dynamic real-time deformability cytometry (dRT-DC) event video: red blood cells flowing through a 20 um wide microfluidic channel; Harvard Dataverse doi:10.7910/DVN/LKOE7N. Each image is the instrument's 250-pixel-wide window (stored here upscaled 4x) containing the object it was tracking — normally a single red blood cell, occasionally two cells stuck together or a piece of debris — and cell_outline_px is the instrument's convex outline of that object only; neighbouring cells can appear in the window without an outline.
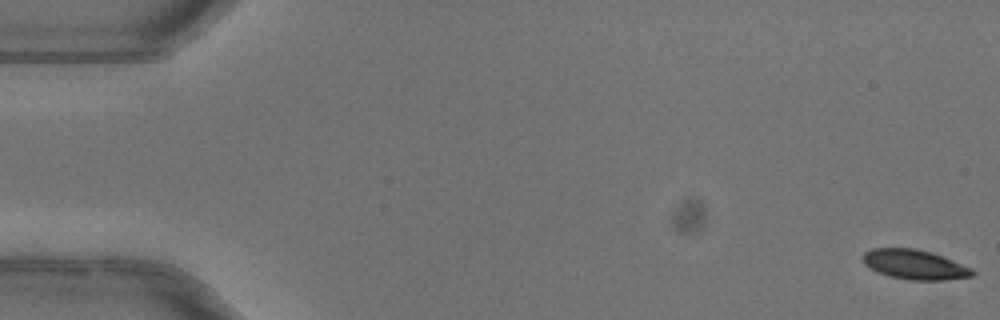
{"species": "common noctule bat (a hibernating species)", "species_latin": "Nyctalus noctula", "temperature_condition": "warm", "stored_images_in_passage": 50, "camera_frame_rate_fps": 3000, "um_per_image_px": 0.085, "animal": {"sex": "female"}, "frame": {"image": 1, "passage_image": 1, "time_ms": 0.0, "image_size_px": [1000, 320], "cell_outline_px": [[976, 272], [972, 276], [944, 280], [912, 280], [892, 276], [868, 268], [860, 260], [860, 256], [864, 252], [872, 248], [916, 248], [932, 252], [972, 268]], "centroid_in_image_um": [77.71, 22.47], "position_along_channel_um": 7.3, "area_um2": 19.02}}
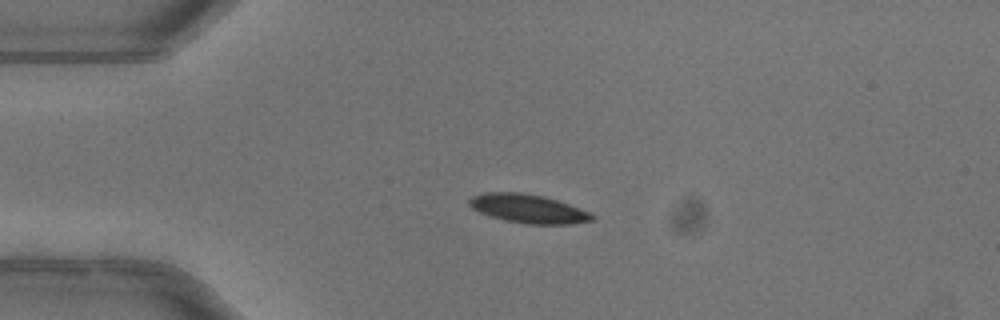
{"frame": {"image": 2, "passage_image": 13, "time_ms": 4.0, "image_size_px": [1000, 320], "cell_outline_px": [[596, 216], [592, 220], [572, 224], [528, 224], [504, 220], [480, 212], [472, 208], [468, 204], [468, 200], [472, 196], [484, 192], [520, 192], [544, 196], [568, 204], [588, 212]], "centroid_in_image_um": [44.87, 17.73], "position_along_channel_um": 40.1, "area_um2": 20.4}}
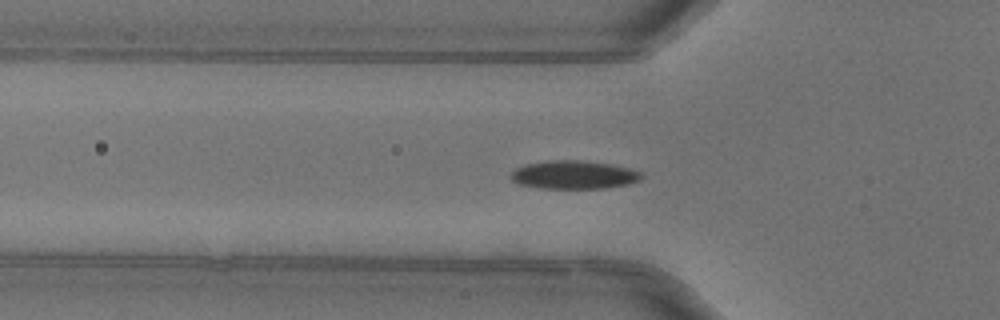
{"frame": {"image": 3, "passage_image": 18, "time_ms": 5.667, "image_size_px": [1000, 320], "cell_outline_px": [[644, 176], [640, 180], [628, 184], [604, 188], [540, 188], [520, 184], [512, 180], [508, 176], [516, 168], [528, 164], [552, 160], [580, 160], [612, 164], [632, 168], [640, 172]], "centroid_in_image_um": [48.81, 14.85], "position_along_channel_um": 77.0, "area_um2": 21.56}}